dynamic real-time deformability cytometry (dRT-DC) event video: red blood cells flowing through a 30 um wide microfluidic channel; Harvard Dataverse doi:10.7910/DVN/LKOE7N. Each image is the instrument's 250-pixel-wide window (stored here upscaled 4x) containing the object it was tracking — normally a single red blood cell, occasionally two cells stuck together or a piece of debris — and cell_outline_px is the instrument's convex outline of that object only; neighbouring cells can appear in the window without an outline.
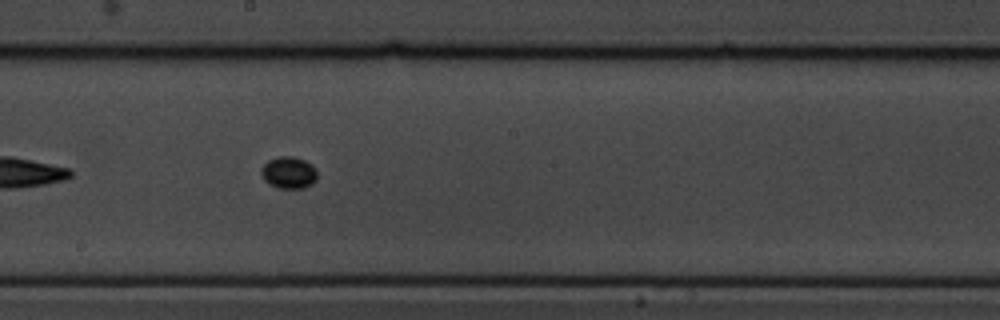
{"species": "common noctule bat (a hibernating species)", "species_latin": "Nyctalus noctula", "temperature_condition": "cold", "stored_images_in_passage": 41, "camera_frame_rate_fps": 3000, "um_per_image_px": 0.085, "animal": {"sex": "male", "body_mass_g": 19.5, "forearm_length_mm": 54.6}, "frame": {"image": 1, "passage_image": 16, "time_ms": 5.0, "image_size_px": [1000, 320], "cell_outline_px": [[316, 180], [312, 184], [304, 188], [276, 188], [268, 184], [264, 180], [260, 172], [264, 164], [268, 160], [280, 156], [292, 156], [304, 160], [312, 164], [316, 168]], "centroid_in_image_um": [24.54, 14.68], "position_along_channel_um": 223.7, "area_um2": 10.52}}